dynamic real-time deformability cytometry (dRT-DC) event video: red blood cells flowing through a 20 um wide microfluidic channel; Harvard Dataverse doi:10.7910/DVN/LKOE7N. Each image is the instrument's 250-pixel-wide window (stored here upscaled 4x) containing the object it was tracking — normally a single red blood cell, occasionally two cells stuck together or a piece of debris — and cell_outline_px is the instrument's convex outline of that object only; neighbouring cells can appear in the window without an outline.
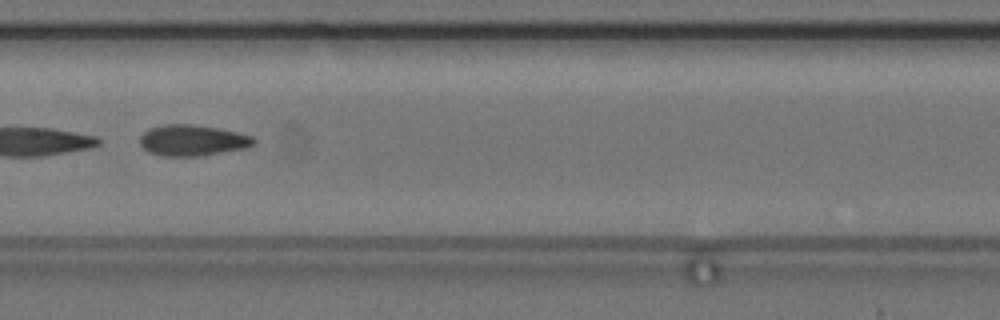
{"species": "common noctule bat (a hibernating species)", "species_latin": "Nyctalus noctula", "temperature_condition": "cold", "stored_images_in_passage": 10, "camera_frame_rate_fps": 3000, "um_per_image_px": 0.085, "animal": {"sex": "female", "body_mass_g": 24.6, "forearm_length_mm": 56.2}, "frame": {"image": 1, "passage_image": 9, "time_ms": 9.333, "image_size_px": [1000, 320], "cell_outline_px": [[256, 144], [248, 148], [204, 156], [160, 156], [148, 152], [140, 144], [140, 136], [148, 128], [164, 124], [192, 124], [220, 128], [252, 136], [256, 140]], "centroid_in_image_um": [16.38, 11.94], "position_along_channel_um": 191.0, "area_um2": 20.98}}